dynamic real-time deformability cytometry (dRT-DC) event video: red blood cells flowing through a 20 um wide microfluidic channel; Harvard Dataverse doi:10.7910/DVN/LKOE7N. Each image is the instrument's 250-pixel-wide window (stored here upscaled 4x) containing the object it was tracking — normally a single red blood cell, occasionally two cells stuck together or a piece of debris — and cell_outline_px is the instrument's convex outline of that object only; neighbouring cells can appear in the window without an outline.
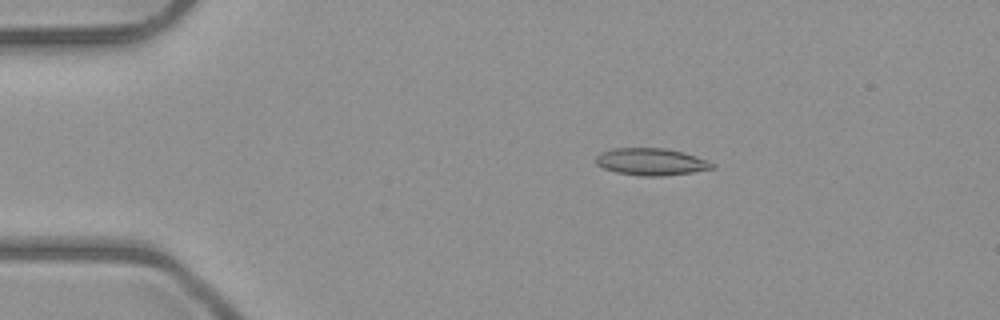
{"species": "common noctule bat (a hibernating species)", "species_latin": "Nyctalus noctula", "temperature_condition": "room temperature", "stored_images_in_passage": 4, "camera_frame_rate_fps": 3000, "um_per_image_px": 0.085, "animal": {"sex": "male", "body_mass_g": 23.1, "forearm_length_mm": 52.7}, "frame": {"image": 1, "passage_image": 2, "time_ms": 1.333, "image_size_px": [1000, 320], "cell_outline_px": [[716, 168], [692, 172], [660, 176], [640, 176], [616, 172], [604, 168], [596, 164], [596, 156], [600, 152], [612, 148], [664, 148], [684, 152], [696, 156], [716, 164]], "centroid_in_image_um": [55.35, 13.74], "position_along_channel_um": 29.6, "area_um2": 18.44}}
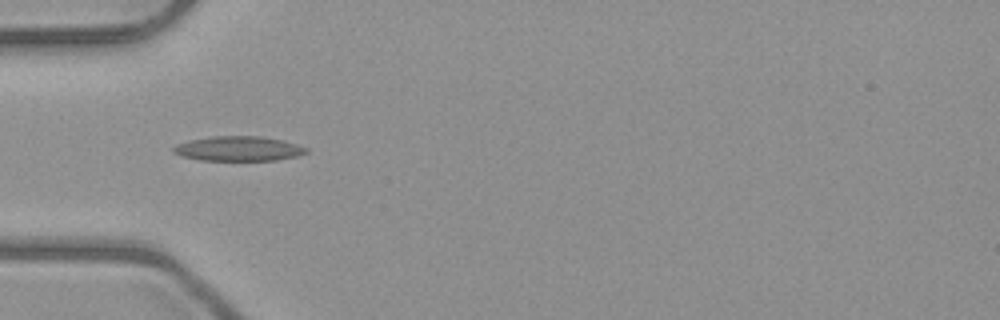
{"frame": {"image": 2, "passage_image": 4, "time_ms": 3.667, "image_size_px": [1000, 320], "cell_outline_px": [[308, 152], [296, 156], [276, 160], [200, 160], [184, 156], [172, 152], [172, 148], [176, 144], [188, 140], [212, 136], [260, 136], [284, 140], [308, 148]], "centroid_in_image_um": [20.26, 12.62], "position_along_channel_um": 64.7, "area_um2": 19.13}}